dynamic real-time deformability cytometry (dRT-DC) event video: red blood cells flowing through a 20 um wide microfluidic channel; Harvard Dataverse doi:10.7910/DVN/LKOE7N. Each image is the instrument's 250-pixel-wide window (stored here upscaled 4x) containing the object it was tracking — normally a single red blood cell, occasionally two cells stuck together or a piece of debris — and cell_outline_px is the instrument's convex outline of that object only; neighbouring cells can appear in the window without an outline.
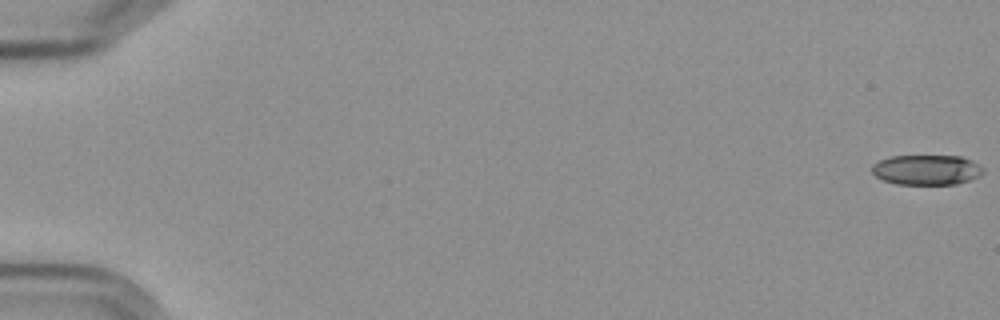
{"species": "Egyptian fruit bat (a non-hibernating species)", "species_latin": "Rousettus aegyptiacus", "temperature_condition": "cold", "stored_images_in_passage": 7, "camera_frame_rate_fps": 3000, "um_per_image_px": 0.085, "frame": {"image": 1, "passage_image": 1, "time_ms": 0.0, "image_size_px": [1000, 320], "cell_outline_px": [[984, 172], [980, 176], [956, 184], [896, 184], [884, 180], [876, 176], [872, 172], [872, 164], [888, 156], [960, 156], [972, 160], [980, 164], [984, 168]], "centroid_in_image_um": [78.78, 14.43], "position_along_channel_um": 6.2, "area_um2": 19.59}}
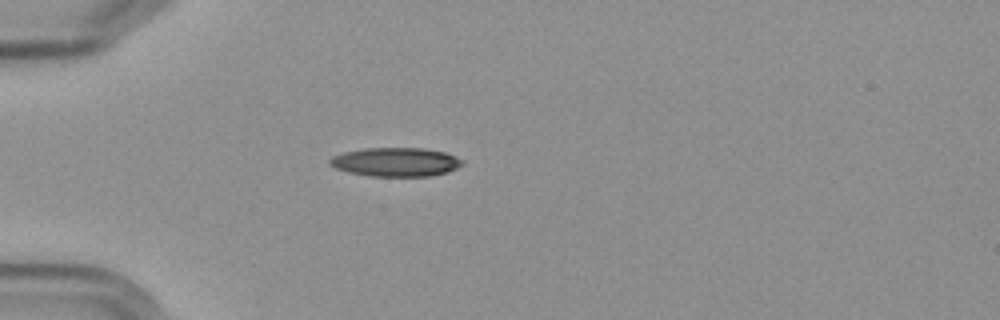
{"frame": {"image": 2, "passage_image": 6, "time_ms": 5.667, "image_size_px": [1000, 320], "cell_outline_px": [[464, 164], [448, 172], [428, 176], [368, 176], [348, 172], [336, 168], [328, 164], [328, 160], [332, 156], [344, 152], [364, 148], [424, 148], [444, 152], [456, 156], [464, 160]], "centroid_in_image_um": [33.63, 13.77], "position_along_channel_um": 51.4, "area_um2": 22.43}}